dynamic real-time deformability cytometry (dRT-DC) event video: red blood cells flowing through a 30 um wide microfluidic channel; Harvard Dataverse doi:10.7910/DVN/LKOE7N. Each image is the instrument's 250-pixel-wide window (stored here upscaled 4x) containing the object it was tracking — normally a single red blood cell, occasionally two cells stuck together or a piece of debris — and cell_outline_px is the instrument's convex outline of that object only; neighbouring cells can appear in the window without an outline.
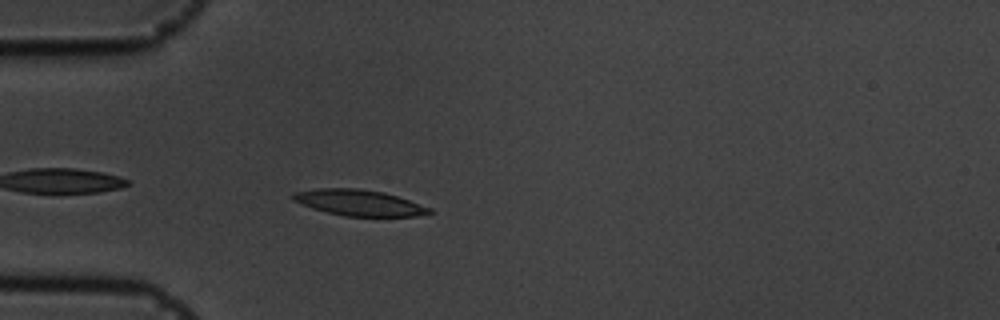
{"species": "common noctule bat (a hibernating species)", "species_latin": "Nyctalus noctula", "temperature_condition": "cold", "stored_images_in_passage": 44, "camera_frame_rate_fps": 3000, "um_per_image_px": 0.085, "animal": {"sex": "male", "body_mass_g": 19.5, "forearm_length_mm": 54.6}, "frame": {"image": 1, "passage_image": 4, "time_ms": 1.0, "image_size_px": [1000, 320], "cell_outline_px": [[432, 212], [416, 216], [344, 216], [312, 208], [292, 200], [292, 192], [316, 188], [360, 188], [384, 192], [432, 208]], "centroid_in_image_um": [30.48, 17.22], "position_along_channel_um": 54.5, "area_um2": 20.58}}
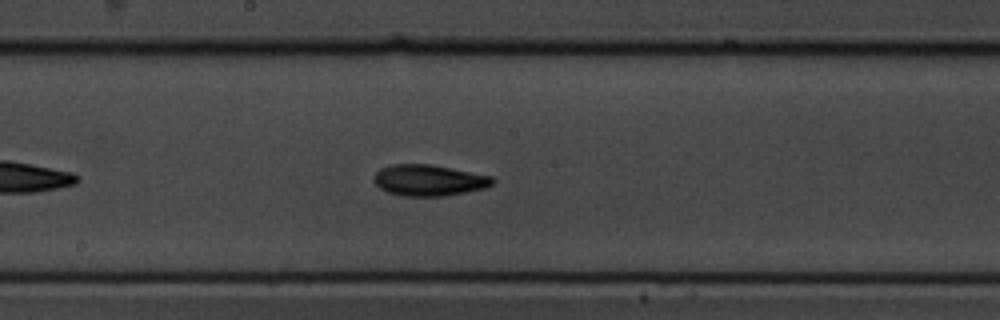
{"frame": {"image": 2, "passage_image": 18, "time_ms": 5.667, "image_size_px": [1000, 320], "cell_outline_px": [[496, 180], [492, 184], [484, 188], [444, 196], [400, 196], [388, 192], [380, 188], [376, 184], [376, 172], [380, 168], [392, 164], [428, 164], [492, 176]], "centroid_in_image_um": [36.45, 15.32], "position_along_channel_um": 211.7, "area_um2": 21.27}}
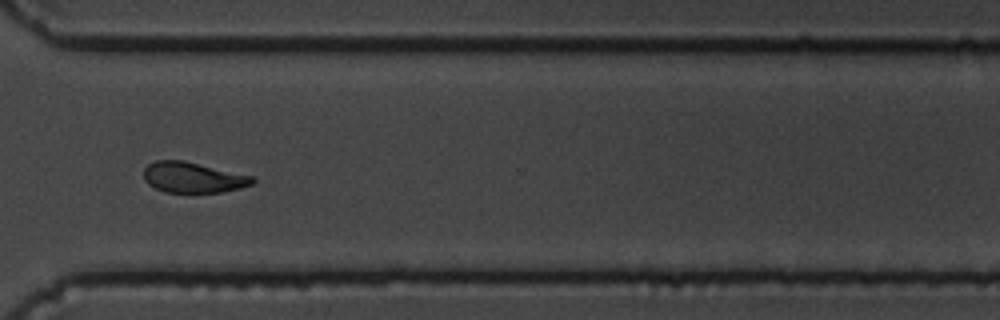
{"frame": {"image": 3, "passage_image": 30, "time_ms": 9.667, "image_size_px": [1000, 320], "cell_outline_px": [[256, 180], [252, 184], [240, 188], [220, 192], [164, 192], [148, 184], [144, 180], [144, 168], [148, 164], [156, 160], [184, 160], [252, 176]], "centroid_in_image_um": [16.38, 15.07], "position_along_channel_um": 354.2, "area_um2": 19.31}, "authors_computed_cell_mechanics": {"area_um2": 20.3456, "velocity_mm_per_s": 3.559, "shape_relaxation_time_tau1_ms": 2.693, "shape_relaxation_time_tau2_ms": 3.6482, "deformation_change_tau1": 0.1222, "deformation_change_tau2": 0.1078}}